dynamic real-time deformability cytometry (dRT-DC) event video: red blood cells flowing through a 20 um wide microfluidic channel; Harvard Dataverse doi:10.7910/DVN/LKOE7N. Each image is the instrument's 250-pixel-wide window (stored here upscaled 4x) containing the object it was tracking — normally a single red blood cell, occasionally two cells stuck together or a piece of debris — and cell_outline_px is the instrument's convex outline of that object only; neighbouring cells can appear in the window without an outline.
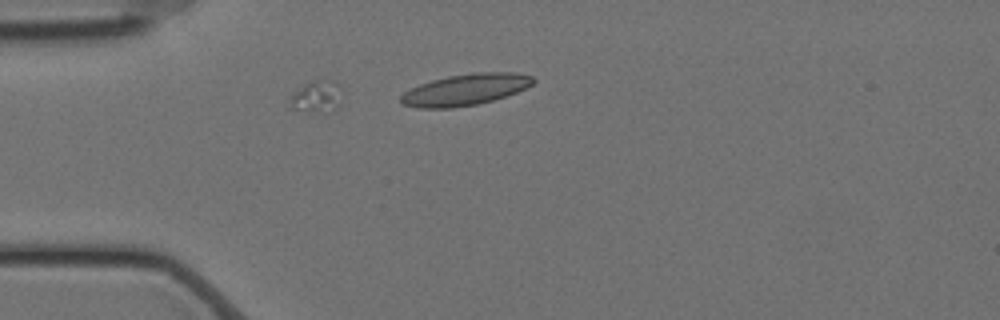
{"species": "Egyptian fruit bat (a non-hibernating species)", "species_latin": "Rousettus aegyptiacus", "temperature_condition": "cold", "stored_images_in_passage": 7, "segment_of_instrument_passage": [2, 3], "camera_frame_rate_fps": 3000, "um_per_image_px": 0.085, "animal": {"sex": "female"}, "frame": {"image": 1, "passage_image": 3, "time_ms": 0.667, "image_size_px": [1000, 320], "cell_outline_px": [[344, 92], [340, 104], [332, 112], [308, 112], [288, 108], [292, 92], [308, 80], [336, 80], [340, 84]], "centroid_in_image_um": [26.95, 8.19], "position_along_channel_um": 58.0, "area_um2": 10.46}}